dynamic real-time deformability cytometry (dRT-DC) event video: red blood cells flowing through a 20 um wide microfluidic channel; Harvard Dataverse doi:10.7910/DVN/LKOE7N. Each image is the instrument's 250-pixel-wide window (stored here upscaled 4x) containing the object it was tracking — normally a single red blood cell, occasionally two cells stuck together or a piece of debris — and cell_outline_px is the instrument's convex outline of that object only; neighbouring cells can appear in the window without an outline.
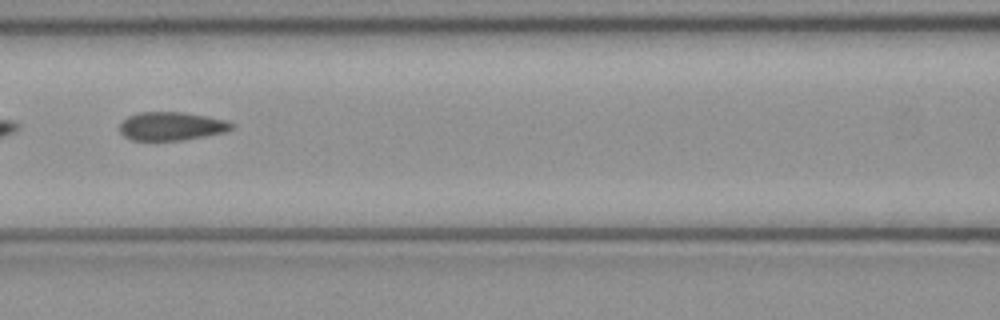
{"species": "common noctule bat (a hibernating species)", "species_latin": "Nyctalus noctula", "temperature_condition": "cold", "stored_images_in_passage": 7, "camera_frame_rate_fps": 3000, "um_per_image_px": 0.085, "animal": {"sex": "female", "body_mass_g": 21.9}, "frame": {"image": 1, "passage_image": 7, "time_ms": 2.0, "image_size_px": [1000, 320], "cell_outline_px": [[236, 124], [232, 128], [224, 132], [184, 140], [132, 140], [124, 136], [120, 132], [120, 124], [128, 116], [140, 112], [184, 112], [208, 116], [224, 120]], "centroid_in_image_um": [14.58, 10.72], "position_along_channel_um": 152.0, "area_um2": 18.5}}